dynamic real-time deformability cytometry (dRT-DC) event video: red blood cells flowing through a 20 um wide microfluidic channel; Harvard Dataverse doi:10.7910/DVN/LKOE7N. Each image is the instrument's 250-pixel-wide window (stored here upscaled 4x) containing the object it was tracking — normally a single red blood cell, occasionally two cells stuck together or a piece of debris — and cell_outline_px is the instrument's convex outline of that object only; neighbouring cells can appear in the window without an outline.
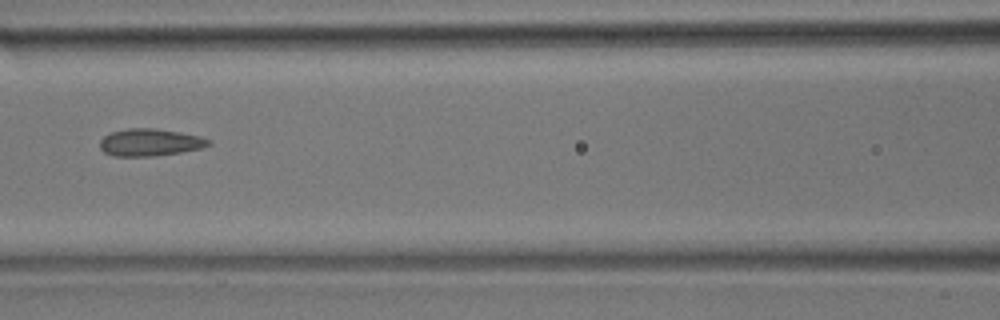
{"species": "common noctule bat (a hibernating species)", "species_latin": "Nyctalus noctula", "temperature_condition": "room temperature", "stored_images_in_passage": 5, "camera_frame_rate_fps": 3000, "um_per_image_px": 0.085, "animal": {"sex": "male", "body_mass_g": 17.9}, "frame": {"image": 1, "passage_image": 4, "time_ms": 1.0, "image_size_px": [1000, 320], "cell_outline_px": [[212, 144], [200, 148], [180, 152], [156, 156], [112, 156], [104, 152], [100, 148], [100, 140], [104, 136], [112, 132], [128, 128], [156, 128], [180, 132], [200, 136], [212, 140]], "centroid_in_image_um": [12.76, 12.1], "position_along_channel_um": 153.8, "area_um2": 17.34}}
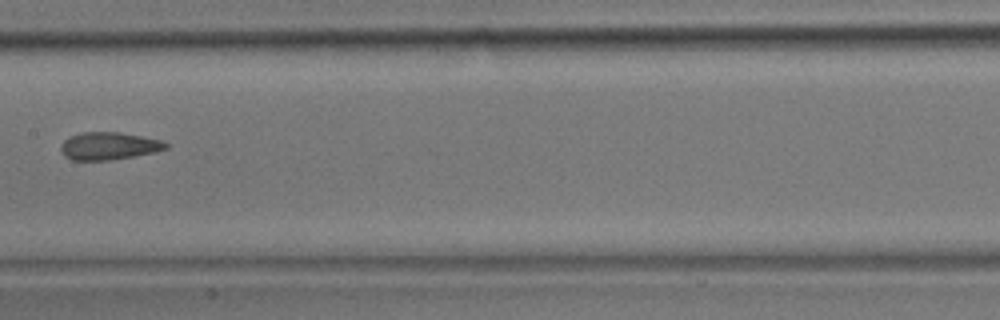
{"frame": {"image": 2, "passage_image": 5, "time_ms": 1.333, "image_size_px": [1000, 320], "cell_outline_px": [[168, 148], [156, 152], [108, 160], [72, 160], [64, 156], [60, 148], [64, 140], [72, 136], [84, 132], [120, 132], [160, 140], [168, 144]], "centroid_in_image_um": [9.25, 12.41], "position_along_channel_um": 198.2, "area_um2": 16.65}}